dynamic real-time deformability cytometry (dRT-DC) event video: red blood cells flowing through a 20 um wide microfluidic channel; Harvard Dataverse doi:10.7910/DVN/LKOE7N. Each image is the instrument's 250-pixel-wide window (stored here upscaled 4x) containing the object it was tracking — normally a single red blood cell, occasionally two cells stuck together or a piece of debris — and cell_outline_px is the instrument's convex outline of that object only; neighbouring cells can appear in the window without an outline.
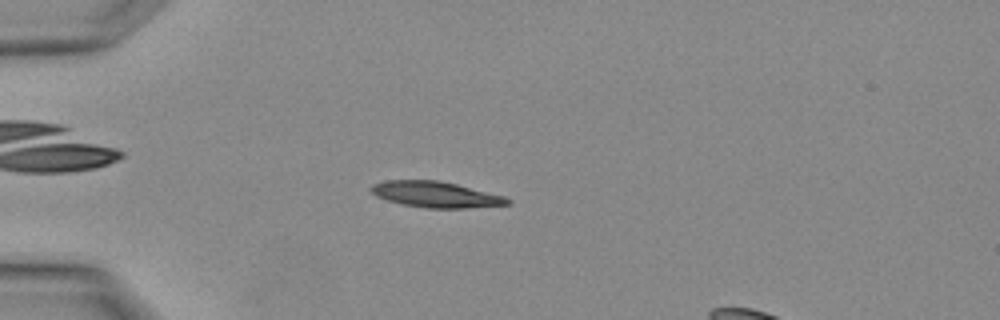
{"species": "Egyptian fruit bat (a non-hibernating species)", "species_latin": "Rousettus aegyptiacus", "temperature_condition": "warm", "stored_images_in_passage": 4, "segment_of_instrument_passage": [1, 2], "camera_frame_rate_fps": 3000, "um_per_image_px": 0.085, "animal": {"sex": "female"}, "frame": {"image": 1, "passage_image": 3, "time_ms": 0.667, "image_size_px": [1000, 320], "cell_outline_px": [[512, 204], [464, 208], [424, 208], [404, 204], [388, 200], [376, 196], [368, 192], [368, 188], [372, 184], [384, 180], [436, 180], [456, 184], [504, 196], [512, 200]], "centroid_in_image_um": [36.99, 16.53], "position_along_channel_um": 48.0, "area_um2": 20.63}}